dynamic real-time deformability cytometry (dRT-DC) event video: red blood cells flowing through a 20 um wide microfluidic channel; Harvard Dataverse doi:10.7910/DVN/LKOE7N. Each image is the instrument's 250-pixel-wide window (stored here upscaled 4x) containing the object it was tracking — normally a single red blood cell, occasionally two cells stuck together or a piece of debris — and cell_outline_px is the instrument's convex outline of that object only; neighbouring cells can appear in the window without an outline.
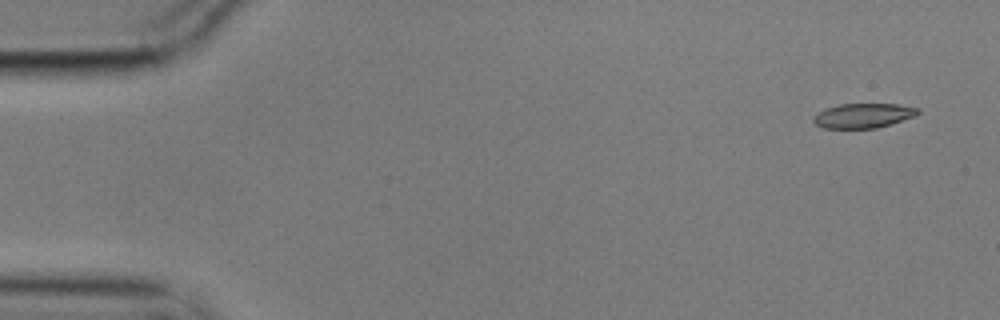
{"species": "common noctule bat (a hibernating species)", "species_latin": "Nyctalus noctula", "temperature_condition": "cold", "stored_images_in_passage": 4, "camera_frame_rate_fps": 3000, "um_per_image_px": 0.085, "animal": {"sex": "male", "body_mass_g": 17.9}, "frame": {"image": 1, "passage_image": 1, "time_ms": 0.0, "image_size_px": [1000, 320], "cell_outline_px": [[920, 112], [916, 116], [892, 124], [876, 128], [824, 128], [816, 124], [812, 120], [812, 116], [828, 108], [840, 104], [896, 104], [920, 108]], "centroid_in_image_um": [73.42, 9.83], "position_along_channel_um": 11.6, "area_um2": 14.97}}
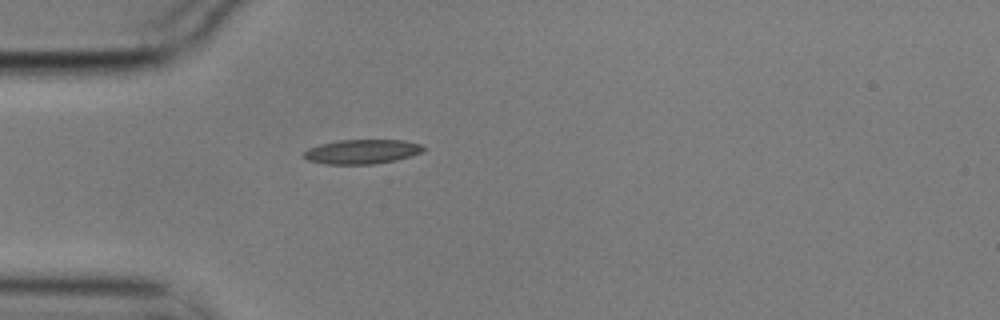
{"frame": {"image": 2, "passage_image": 4, "time_ms": 1.0, "image_size_px": [1000, 320], "cell_outline_px": [[428, 148], [412, 156], [396, 160], [376, 164], [324, 164], [308, 160], [300, 156], [308, 148], [320, 144], [340, 140], [404, 140], [420, 144]], "centroid_in_image_um": [30.76, 12.89], "position_along_channel_um": 54.2, "area_um2": 17.17}}